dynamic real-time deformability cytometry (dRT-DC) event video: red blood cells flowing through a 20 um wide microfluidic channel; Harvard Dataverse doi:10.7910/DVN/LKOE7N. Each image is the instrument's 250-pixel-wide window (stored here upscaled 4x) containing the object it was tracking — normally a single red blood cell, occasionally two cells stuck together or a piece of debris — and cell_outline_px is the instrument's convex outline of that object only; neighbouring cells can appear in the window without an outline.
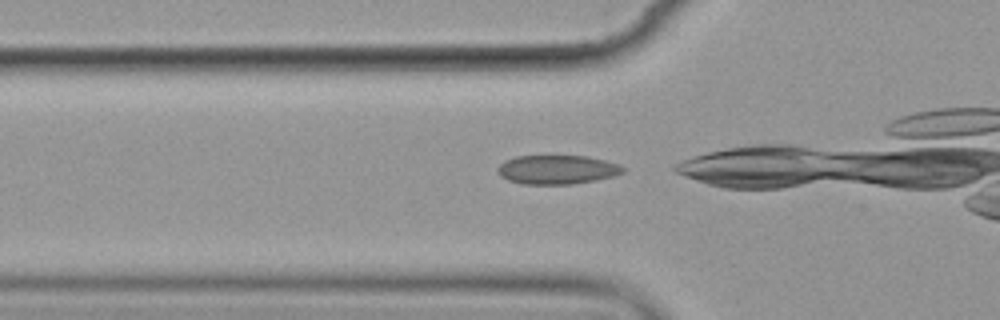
{"species": "common noctule bat (a hibernating species)", "species_latin": "Nyctalus noctula", "temperature_condition": "cold", "stored_images_in_passage": 5, "segment_of_instrument_passage": [2, 2], "camera_frame_rate_fps": 3000, "um_per_image_px": 0.085, "animal": {"sex": "female", "body_mass_g": 19.9}, "frame": {"image": 1, "passage_image": 5, "time_ms": 4.667, "image_size_px": [1000, 320], "cell_outline_px": [[624, 172], [612, 176], [596, 180], [572, 184], [520, 184], [508, 180], [500, 176], [496, 168], [504, 160], [516, 156], [588, 156], [620, 164], [624, 168]], "centroid_in_image_um": [47.33, 14.42], "position_along_channel_um": 78.5, "area_um2": 21.27}}